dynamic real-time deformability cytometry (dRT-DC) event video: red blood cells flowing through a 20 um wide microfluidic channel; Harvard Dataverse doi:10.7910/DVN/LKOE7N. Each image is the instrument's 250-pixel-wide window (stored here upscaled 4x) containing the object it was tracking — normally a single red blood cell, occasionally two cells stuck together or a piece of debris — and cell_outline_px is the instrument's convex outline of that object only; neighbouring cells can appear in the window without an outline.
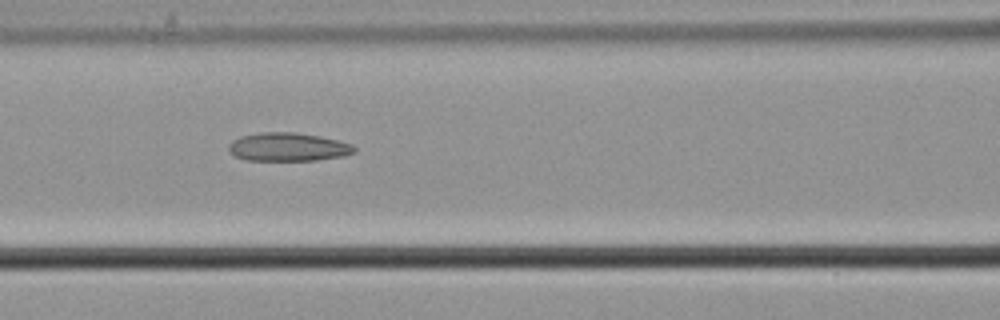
{"species": "common noctule bat (a hibernating species)", "species_latin": "Nyctalus noctula", "temperature_condition": "cold", "stored_images_in_passage": 9, "camera_frame_rate_fps": 3000, "um_per_image_px": 0.085, "animal": {"sex": "male", "body_mass_g": 21.5, "forearm_length_mm": 52.0}, "frame": {"image": 1, "passage_image": 6, "time_ms": 1.667, "image_size_px": [1000, 320], "cell_outline_px": [[356, 152], [344, 156], [316, 160], [248, 160], [236, 156], [228, 152], [228, 144], [232, 140], [240, 136], [260, 132], [296, 132], [320, 136], [352, 144], [356, 148]], "centroid_in_image_um": [24.47, 12.48], "position_along_channel_um": 142.1, "area_um2": 20.92}}
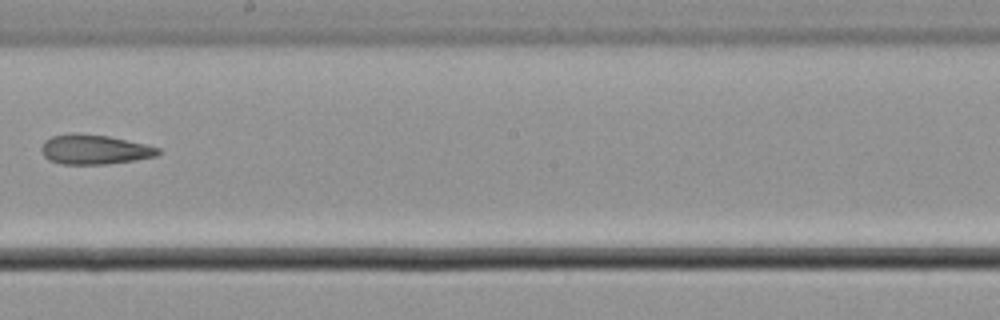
{"frame": {"image": 2, "passage_image": 8, "time_ms": 2.333, "image_size_px": [1000, 320], "cell_outline_px": [[160, 152], [156, 156], [136, 160], [104, 164], [60, 164], [48, 160], [44, 156], [40, 148], [44, 140], [52, 136], [76, 132], [108, 136], [144, 144], [160, 148]], "centroid_in_image_um": [7.98, 12.7], "position_along_channel_um": 240.2, "area_um2": 20.23}}
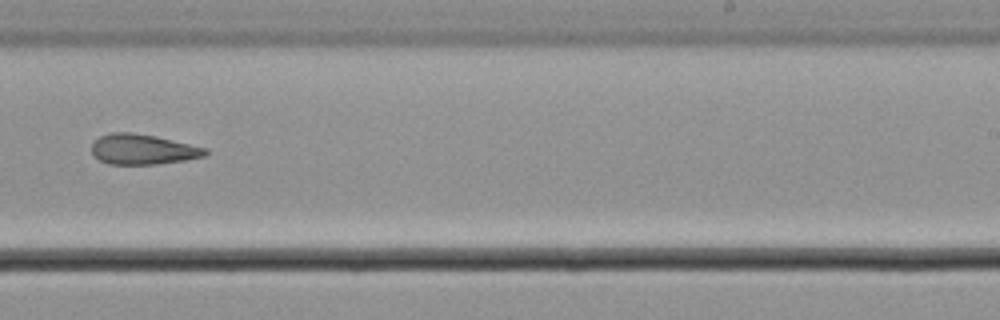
{"frame": {"image": 3, "passage_image": 9, "time_ms": 2.667, "image_size_px": [1000, 320], "cell_outline_px": [[208, 152], [204, 156], [184, 160], [156, 164], [108, 164], [100, 160], [92, 152], [92, 144], [100, 136], [112, 132], [132, 132], [156, 136], [208, 148]], "centroid_in_image_um": [12.15, 12.69], "position_along_channel_um": 276.8, "area_um2": 19.94}}